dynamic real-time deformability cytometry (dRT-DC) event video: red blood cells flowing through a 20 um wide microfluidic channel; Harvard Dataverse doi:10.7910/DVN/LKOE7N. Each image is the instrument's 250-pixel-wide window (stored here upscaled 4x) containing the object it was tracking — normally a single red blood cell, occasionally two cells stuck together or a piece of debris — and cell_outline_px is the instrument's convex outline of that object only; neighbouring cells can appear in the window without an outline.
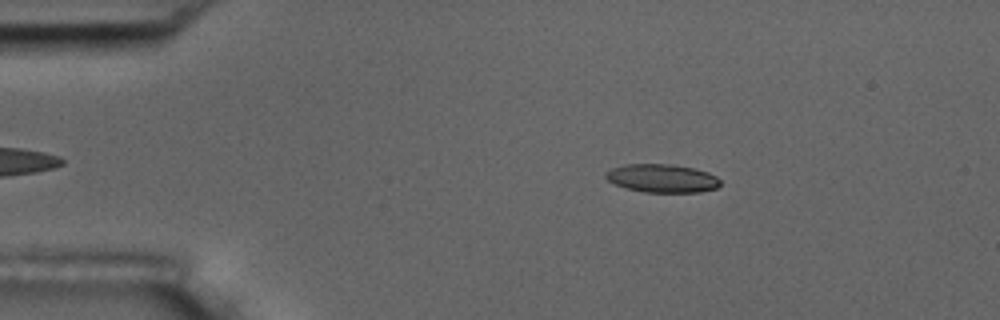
{"species": "common noctule bat (a hibernating species)", "species_latin": "Nyctalus noctula", "temperature_condition": "room temperature", "stored_images_in_passage": 46, "camera_frame_rate_fps": 3000, "um_per_image_px": 0.085, "animal": {"sex": "male", "body_mass_g": 17.5, "forearm_length_mm": 52.3}, "frame": {"image": 1, "passage_image": 8, "time_ms": 2.333, "image_size_px": [1000, 320], "cell_outline_px": [[720, 184], [716, 188], [700, 192], [644, 192], [628, 188], [616, 184], [608, 180], [604, 176], [604, 172], [612, 168], [624, 164], [672, 164], [692, 168], [708, 172], [716, 176], [720, 180]], "centroid_in_image_um": [56.27, 15.15], "position_along_channel_um": 28.7, "area_um2": 18.84}}
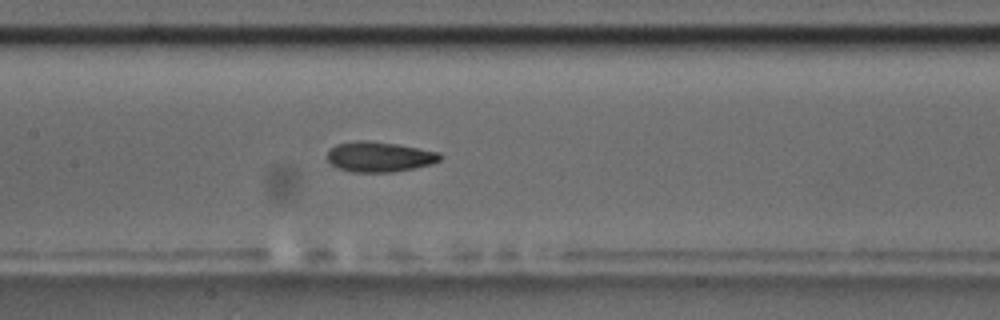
{"frame": {"image": 2, "passage_image": 25, "time_ms": 8.0, "image_size_px": [1000, 320], "cell_outline_px": [[444, 156], [440, 160], [428, 164], [412, 168], [392, 172], [352, 172], [340, 168], [332, 164], [328, 160], [328, 152], [336, 144], [356, 140], [368, 140], [396, 144], [440, 152]], "centroid_in_image_um": [32.25, 13.31], "position_along_channel_um": 175.1, "area_um2": 19.65}}
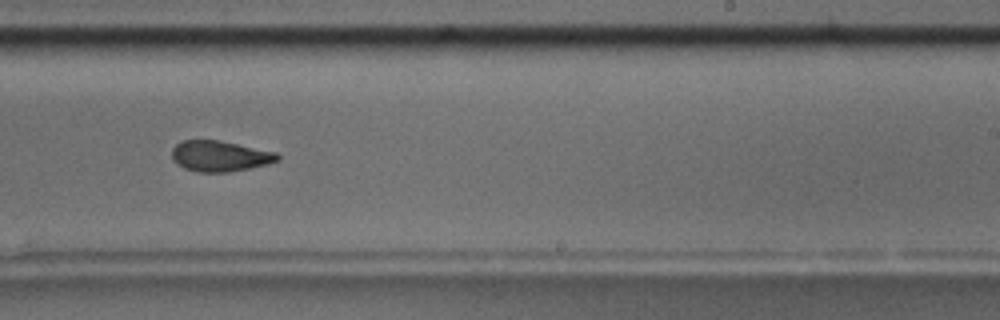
{"frame": {"image": 3, "passage_image": 33, "time_ms": 10.667, "image_size_px": [1000, 320], "cell_outline_px": [[280, 160], [268, 164], [228, 172], [196, 172], [184, 168], [176, 164], [172, 160], [172, 148], [180, 140], [220, 140], [276, 152], [280, 156]], "centroid_in_image_um": [18.66, 13.26], "position_along_channel_um": 270.3, "area_um2": 19.07}, "authors_computed_cell_mechanics": {"area_um2": 19.2474, "velocity_mm_per_s": 3.5828, "shape_relaxation_time_tau1_ms": 4.0865, "shape_relaxation_time_tau2_ms": 2.3523, "deformation_change_tau1": 0.1494, "deformation_change_tau2": 0.0989}}